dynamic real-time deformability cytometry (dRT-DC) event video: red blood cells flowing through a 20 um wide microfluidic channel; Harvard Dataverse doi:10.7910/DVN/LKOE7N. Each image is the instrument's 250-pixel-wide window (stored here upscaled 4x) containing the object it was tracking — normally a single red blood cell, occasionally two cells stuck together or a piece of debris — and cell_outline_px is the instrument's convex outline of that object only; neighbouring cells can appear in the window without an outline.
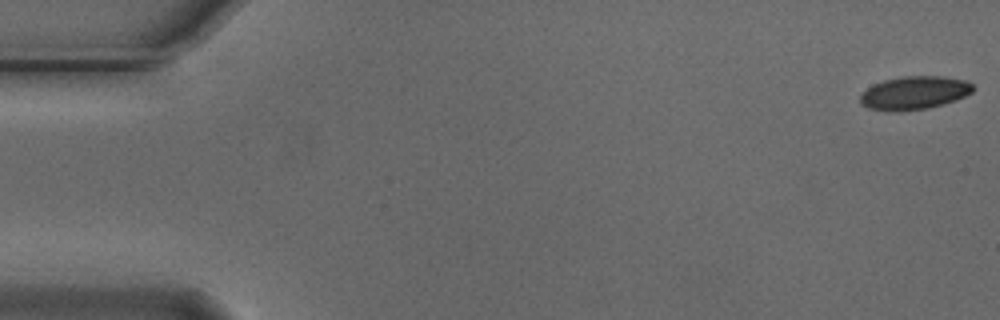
{"species": "Egyptian fruit bat (a non-hibernating species)", "species_latin": "Rousettus aegyptiacus", "temperature_condition": "cold", "stored_images_in_passage": 53, "camera_frame_rate_fps": 3000, "um_per_image_px": 0.085, "animal": {"sex": "male"}, "frame": {"image": 1, "passage_image": 1, "time_ms": 0.0, "image_size_px": [1000, 320], "cell_outline_px": [[972, 92], [956, 100], [944, 104], [928, 108], [900, 112], [896, 112], [868, 108], [860, 104], [860, 96], [872, 84], [884, 80], [904, 76], [940, 76], [964, 80], [972, 84]], "centroid_in_image_um": [77.69, 7.9], "position_along_channel_um": 7.3, "area_um2": 21.85}}
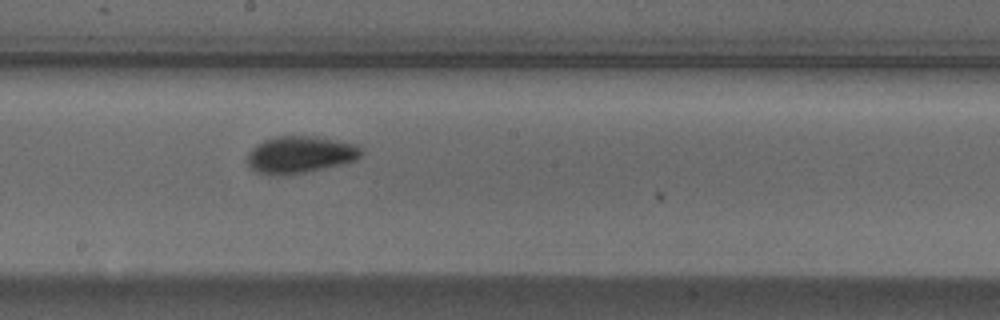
{"frame": {"image": 2, "passage_image": 30, "time_ms": 9.667, "image_size_px": [1000, 320], "cell_outline_px": [[364, 152], [356, 160], [324, 168], [304, 172], [256, 172], [248, 164], [248, 152], [256, 144], [264, 140], [276, 136], [316, 136], [356, 144]], "centroid_in_image_um": [25.55, 13.09], "position_along_channel_um": 222.6, "area_um2": 23.81}}
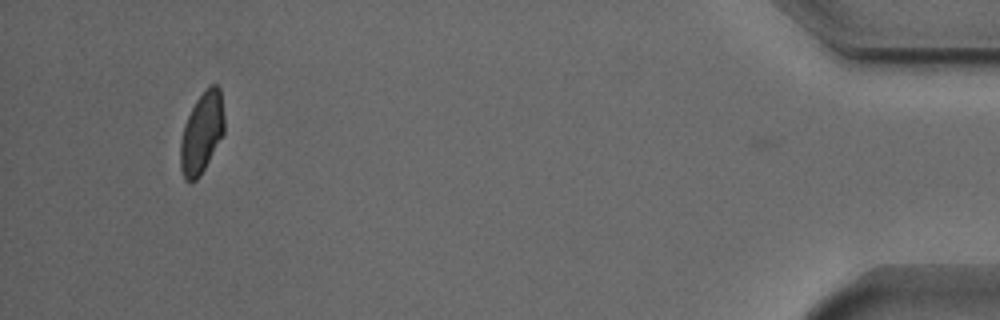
{"frame": {"image": 3, "passage_image": 52, "time_ms": 17.0, "image_size_px": [1000, 320], "cell_outline_px": [[224, 132], [200, 176], [196, 180], [188, 184], [184, 180], [180, 168], [180, 140], [184, 124], [196, 100], [204, 88], [208, 84], [216, 84], [220, 88], [224, 116]], "centroid_in_image_um": [17.13, 11.29], "position_along_channel_um": 418.1, "area_um2": 20.92}, "authors_computed_cell_mechanics": {"area_um2": 22.542, "velocity_mm_per_s": 3.7146, "shape_relaxation_time_tau1_ms": 2.3247, "shape_relaxation_time_tau2_ms": 1.1999, "deformation_change_tau1": 0.0917, "deformation_change_tau2": 0.0552}}